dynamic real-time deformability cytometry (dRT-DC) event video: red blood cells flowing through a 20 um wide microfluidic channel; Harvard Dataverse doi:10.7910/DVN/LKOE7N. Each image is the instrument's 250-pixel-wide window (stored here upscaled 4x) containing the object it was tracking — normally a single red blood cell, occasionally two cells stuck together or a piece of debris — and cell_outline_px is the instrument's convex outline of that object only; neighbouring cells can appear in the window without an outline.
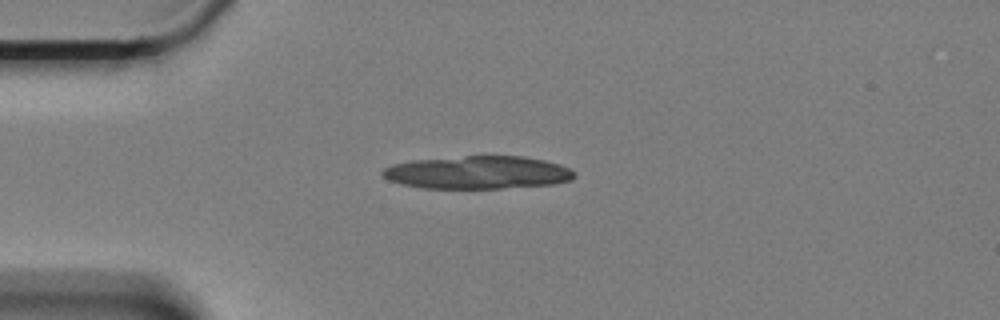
{"species": "Egyptian fruit bat (a non-hibernating species)", "species_latin": "Rousettus aegyptiacus", "temperature_condition": "cold", "stored_images_in_passage": 10, "camera_frame_rate_fps": 3000, "um_per_image_px": 0.085, "animal": {"sex": "female"}, "frame": {"image": 1, "passage_image": 1, "time_ms": 0.0, "image_size_px": [1000, 320], "cell_outline_px": [[576, 176], [572, 180], [552, 184], [500, 188], [424, 188], [404, 184], [388, 180], [380, 172], [384, 168], [396, 164], [412, 160], [464, 156], [524, 156], [544, 160], [560, 164], [576, 172]], "centroid_in_image_um": [40.65, 14.65], "position_along_channel_um": 44.4, "area_um2": 36.65}}